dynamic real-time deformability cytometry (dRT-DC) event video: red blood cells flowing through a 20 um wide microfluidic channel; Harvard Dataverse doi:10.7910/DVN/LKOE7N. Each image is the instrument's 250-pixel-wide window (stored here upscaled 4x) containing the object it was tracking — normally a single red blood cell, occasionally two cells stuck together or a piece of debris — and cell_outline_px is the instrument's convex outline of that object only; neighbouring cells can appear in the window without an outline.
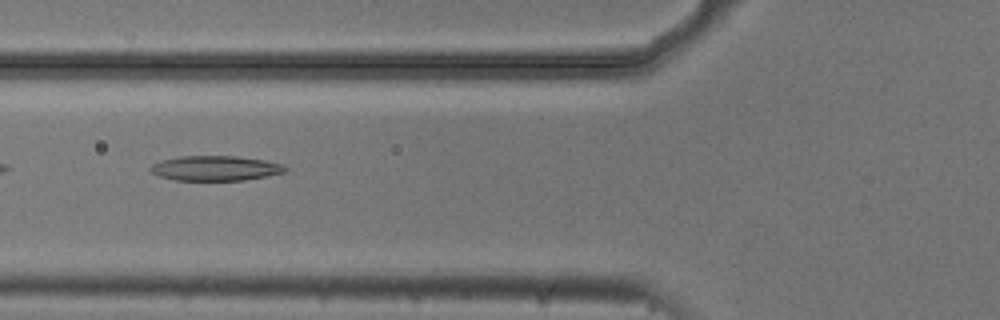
{"species": "common noctule bat (a hibernating species)", "species_latin": "Nyctalus noctula", "temperature_condition": "cold", "stored_images_in_passage": 7, "camera_frame_rate_fps": 3000, "um_per_image_px": 0.085, "animal": {"sex": "male", "body_mass_g": 20.5, "forearm_length_mm": 52.5}, "frame": {"image": 1, "passage_image": 6, "time_ms": 1.667, "image_size_px": [1000, 320], "cell_outline_px": [[288, 168], [284, 172], [268, 176], [244, 180], [172, 180], [160, 176], [152, 172], [148, 168], [152, 164], [160, 160], [180, 156], [236, 156], [264, 160], [280, 164]], "centroid_in_image_um": [18.27, 14.3], "position_along_channel_um": 107.5, "area_um2": 19.54}}
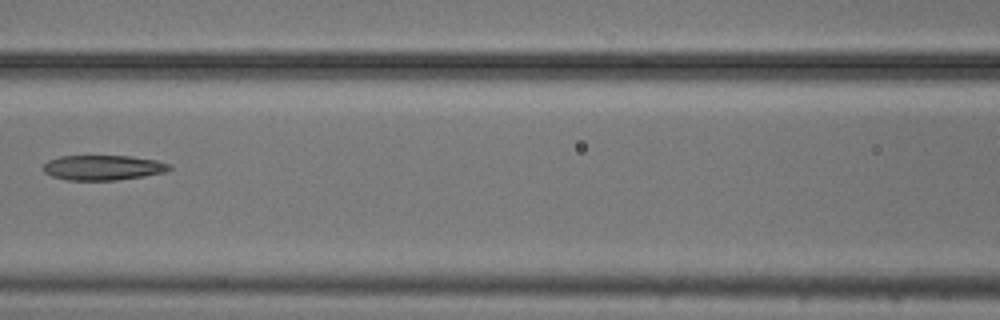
{"frame": {"image": 2, "passage_image": 7, "time_ms": 2.0, "image_size_px": [1000, 320], "cell_outline_px": [[172, 168], [164, 172], [144, 176], [116, 180], [68, 180], [52, 176], [44, 172], [44, 164], [48, 160], [60, 156], [132, 156], [156, 160], [168, 164]], "centroid_in_image_um": [8.74, 14.24], "position_along_channel_um": 157.9, "area_um2": 18.26}}